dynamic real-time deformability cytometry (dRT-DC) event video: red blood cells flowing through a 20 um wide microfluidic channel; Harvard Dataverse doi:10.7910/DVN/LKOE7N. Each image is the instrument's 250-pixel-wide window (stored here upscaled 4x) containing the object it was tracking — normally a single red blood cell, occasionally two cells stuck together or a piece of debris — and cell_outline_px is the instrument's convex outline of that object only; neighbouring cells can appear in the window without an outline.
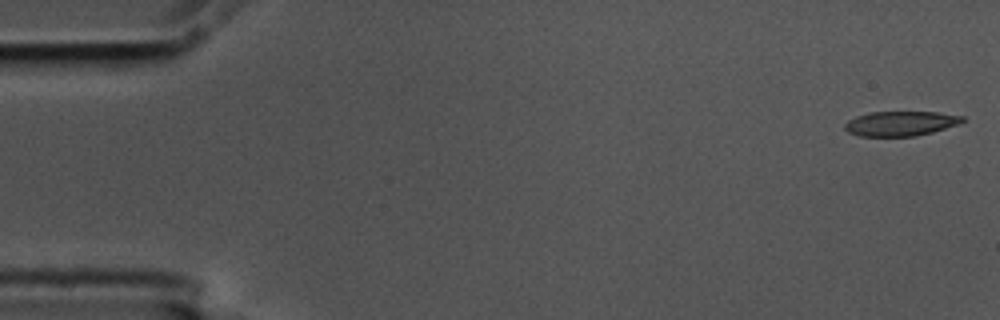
{"species": "common noctule bat (a hibernating species)", "species_latin": "Nyctalus noctula", "temperature_condition": "cold", "stored_images_in_passage": 11, "camera_frame_rate_fps": 3000, "um_per_image_px": 0.085, "animal": {"sex": "male", "body_mass_g": 17.5, "forearm_length_mm": 52.3}, "frame": {"image": 1, "passage_image": 1, "time_ms": 0.0, "image_size_px": [1000, 320], "cell_outline_px": [[964, 120], [960, 124], [932, 132], [916, 136], [860, 136], [848, 132], [844, 128], [844, 124], [848, 120], [856, 116], [868, 112], [940, 112], [964, 116]], "centroid_in_image_um": [76.56, 10.49], "position_along_channel_um": 8.4, "area_um2": 17.05}}
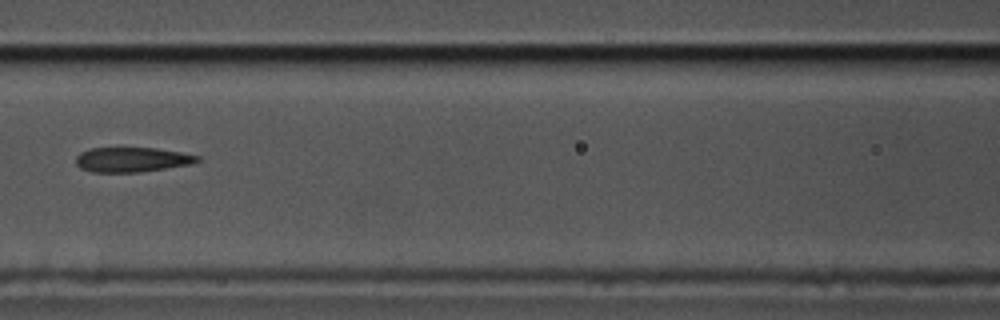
{"frame": {"image": 2, "passage_image": 7, "time_ms": 2.0, "image_size_px": [1000, 320], "cell_outline_px": [[200, 160], [192, 164], [140, 172], [92, 172], [80, 168], [76, 164], [76, 156], [80, 152], [88, 148], [156, 148], [180, 152], [200, 156]], "centroid_in_image_um": [11.2, 13.56], "position_along_channel_um": 155.4, "area_um2": 17.57}}
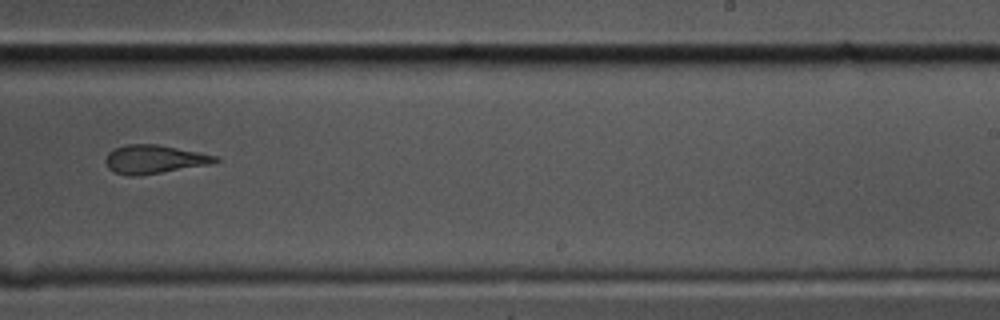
{"frame": {"image": 3, "passage_image": 10, "time_ms": 3.0, "image_size_px": [1000, 320], "cell_outline_px": [[220, 160], [212, 164], [140, 176], [128, 176], [112, 172], [108, 168], [104, 160], [108, 152], [124, 144], [156, 144], [216, 156]], "centroid_in_image_um": [13.05, 13.56], "position_along_channel_um": 276.0, "area_um2": 18.32}}